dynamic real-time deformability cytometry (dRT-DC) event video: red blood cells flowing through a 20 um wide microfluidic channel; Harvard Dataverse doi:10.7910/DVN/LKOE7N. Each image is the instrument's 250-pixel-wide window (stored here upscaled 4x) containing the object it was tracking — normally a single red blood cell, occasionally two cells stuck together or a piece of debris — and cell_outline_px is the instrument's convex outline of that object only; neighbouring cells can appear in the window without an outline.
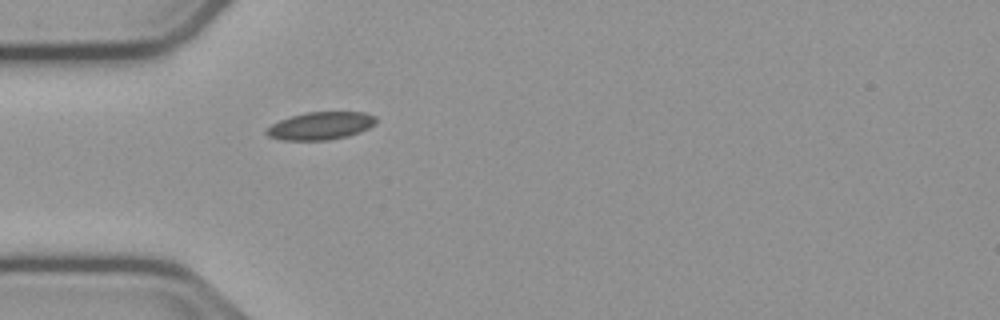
{"species": "common noctule bat (a hibernating species)", "species_latin": "Nyctalus noctula", "temperature_condition": "cold", "stored_images_in_passage": 33, "camera_frame_rate_fps": 3000, "um_per_image_px": 0.085, "animal": {"sex": "male", "body_mass_g": 23.1, "forearm_length_mm": 52.7}, "frame": {"image": 1, "passage_image": 1, "time_ms": 0.0, "image_size_px": [1000, 320], "cell_outline_px": [[376, 124], [360, 132], [348, 136], [328, 140], [284, 140], [268, 136], [264, 132], [272, 124], [280, 120], [304, 112], [364, 112], [376, 116]], "centroid_in_image_um": [27.27, 10.69], "position_along_channel_um": 57.7, "area_um2": 17.69}}
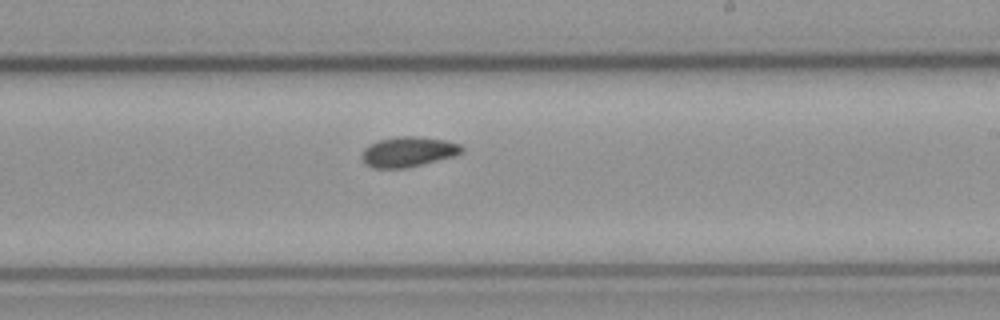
{"frame": {"image": 2, "passage_image": 17, "time_ms": 5.333, "image_size_px": [1000, 320], "cell_outline_px": [[464, 152], [456, 156], [404, 168], [372, 168], [364, 164], [360, 156], [364, 148], [368, 144], [380, 140], [396, 136], [416, 136], [448, 140], [460, 144], [464, 148]], "centroid_in_image_um": [34.7, 12.9], "position_along_channel_um": 254.3, "area_um2": 17.86}}
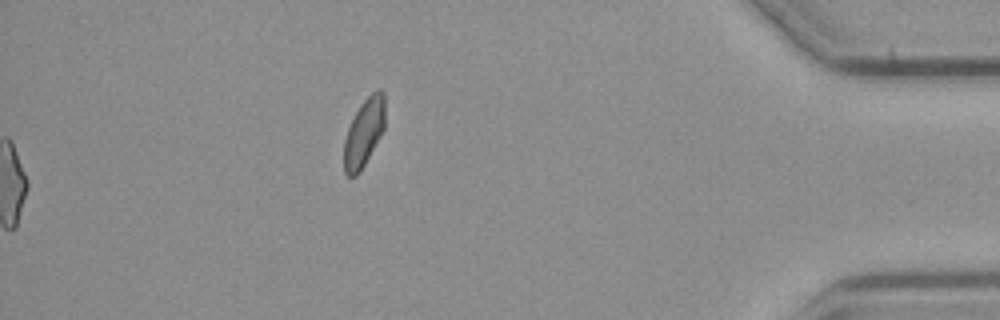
{"frame": {"image": 3, "passage_image": 33, "time_ms": 10.667, "image_size_px": [1000, 320], "cell_outline_px": [[384, 128], [380, 136], [360, 172], [356, 176], [348, 176], [344, 172], [344, 140], [348, 128], [360, 104], [372, 92], [380, 88], [384, 92]], "centroid_in_image_um": [30.93, 11.27], "position_along_channel_um": 404.3, "area_um2": 16.07}}